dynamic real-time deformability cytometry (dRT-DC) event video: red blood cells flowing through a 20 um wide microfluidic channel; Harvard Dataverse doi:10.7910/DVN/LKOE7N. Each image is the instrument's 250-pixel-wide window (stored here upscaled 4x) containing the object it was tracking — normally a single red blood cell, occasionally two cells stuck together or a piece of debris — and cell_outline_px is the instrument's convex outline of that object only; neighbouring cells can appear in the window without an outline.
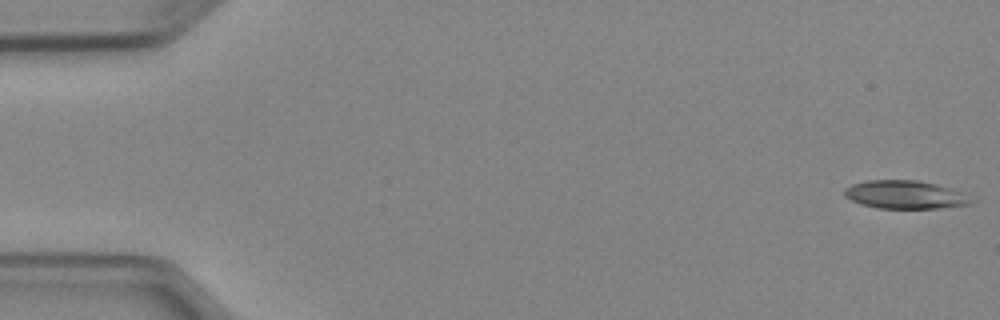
{"species": "Egyptian fruit bat (a non-hibernating species)", "species_latin": "Rousettus aegyptiacus", "temperature_condition": "cold", "stored_images_in_passage": 4, "camera_frame_rate_fps": 3000, "um_per_image_px": 0.085, "animal": {"sex": "female"}, "frame": {"image": 1, "passage_image": 1, "time_ms": 0.0, "image_size_px": [1000, 320], "cell_outline_px": [[976, 200], [972, 204], [944, 208], [876, 208], [860, 204], [844, 196], [844, 188], [852, 184], [868, 180], [916, 180], [936, 184], [952, 188], [964, 192]], "centroid_in_image_um": [76.99, 16.55], "position_along_channel_um": 8.0, "area_um2": 21.15}}
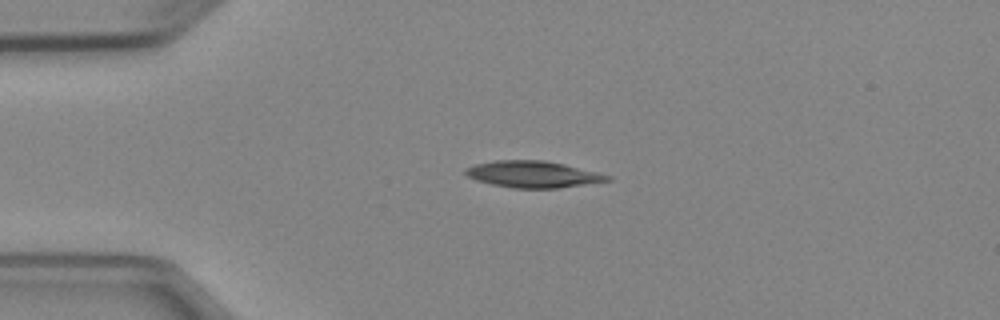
{"frame": {"image": 2, "passage_image": 4, "time_ms": 3.667, "image_size_px": [1000, 320], "cell_outline_px": [[612, 180], [560, 188], [512, 188], [492, 184], [476, 180], [468, 176], [464, 172], [464, 168], [476, 164], [492, 160], [544, 160], [564, 164], [612, 176]], "centroid_in_image_um": [45.28, 14.81], "position_along_channel_um": 39.7, "area_um2": 21.96}}